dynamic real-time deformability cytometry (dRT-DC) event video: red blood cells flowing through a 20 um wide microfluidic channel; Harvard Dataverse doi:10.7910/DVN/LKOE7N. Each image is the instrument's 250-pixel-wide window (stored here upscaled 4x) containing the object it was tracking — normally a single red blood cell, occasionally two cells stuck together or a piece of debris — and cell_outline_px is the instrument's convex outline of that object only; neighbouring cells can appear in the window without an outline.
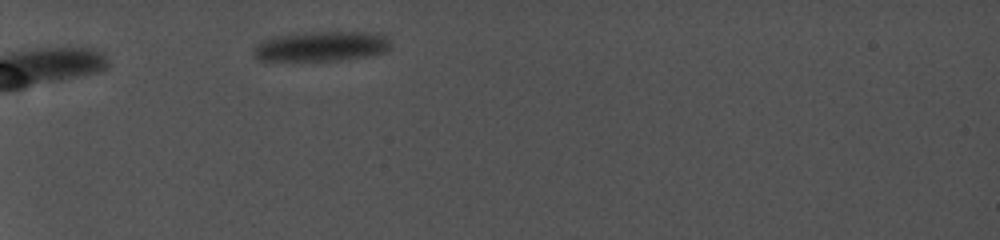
{"species": "common noctule bat (a hibernating species)", "species_latin": "Nyctalus noctula", "temperature_condition": "cold", "stored_images_in_passage": 5, "camera_frame_rate_fps": 5000, "um_per_image_px": 0.085, "animal": {"sex": "female", "body_mass_g": 19.0, "forearm_length_mm": 56.7}, "frame": {"image": 1, "passage_image": 3, "time_ms": 1.2, "image_size_px": [1000, 240], "cell_outline_px": [[392, 48], [388, 52], [368, 56], [344, 60], [260, 60], [252, 52], [252, 48], [260, 40], [276, 36], [312, 32], [368, 32], [384, 36], [392, 44]], "centroid_in_image_um": [27.34, 3.94], "position_along_channel_um": 57.7, "area_um2": 23.99}}